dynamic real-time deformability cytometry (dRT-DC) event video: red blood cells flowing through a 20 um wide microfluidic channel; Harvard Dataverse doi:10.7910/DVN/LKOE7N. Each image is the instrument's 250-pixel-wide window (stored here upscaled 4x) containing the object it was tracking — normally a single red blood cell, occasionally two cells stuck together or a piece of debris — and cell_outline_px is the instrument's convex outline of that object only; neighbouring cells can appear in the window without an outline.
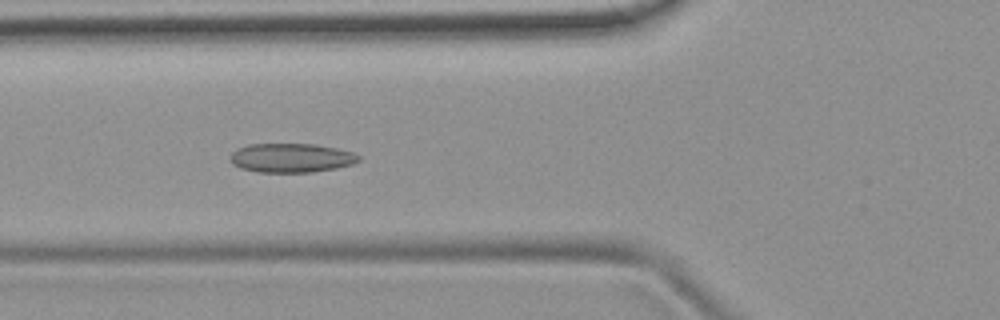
{"species": "common noctule bat (a hibernating species)", "species_latin": "Nyctalus noctula", "temperature_condition": "room temperature", "stored_images_in_passage": 8, "camera_frame_rate_fps": 3000, "um_per_image_px": 0.085, "animal": {"sex": "female", "body_mass_g": 19.9}, "frame": {"image": 1, "passage_image": 6, "time_ms": 5.667, "image_size_px": [1000, 320], "cell_outline_px": [[360, 160], [352, 164], [336, 168], [312, 172], [256, 172], [240, 168], [232, 164], [228, 160], [232, 152], [236, 148], [248, 144], [316, 144], [336, 148], [352, 152], [360, 156]], "centroid_in_image_um": [24.71, 13.42], "position_along_channel_um": 101.1, "area_um2": 21.96}}
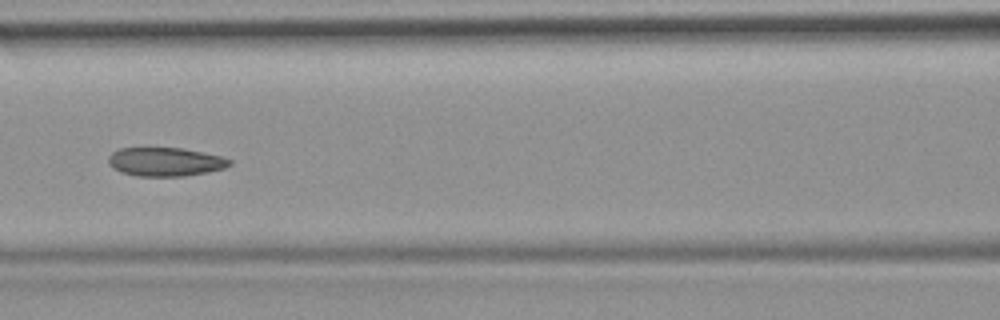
{"frame": {"image": 2, "passage_image": 7, "time_ms": 7.0, "image_size_px": [1000, 320], "cell_outline_px": [[232, 164], [224, 168], [208, 172], [184, 176], [136, 176], [120, 172], [112, 168], [108, 164], [108, 156], [112, 152], [120, 148], [184, 148], [224, 156], [232, 160]], "centroid_in_image_um": [14.06, 13.75], "position_along_channel_um": 152.5, "area_um2": 20.58}}
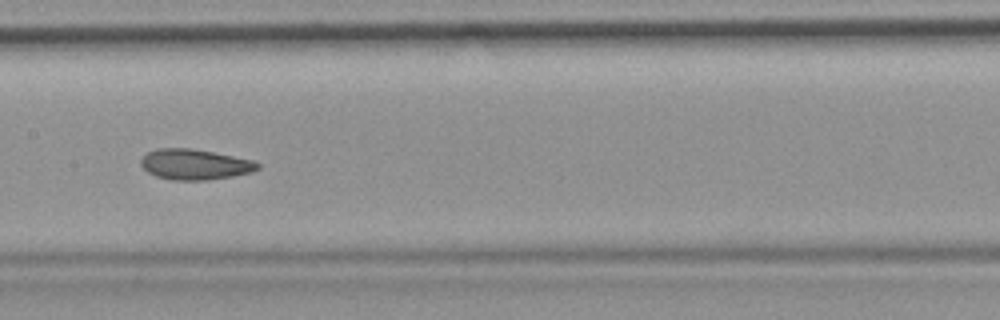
{"frame": {"image": 3, "passage_image": 8, "time_ms": 8.0, "image_size_px": [1000, 320], "cell_outline_px": [[260, 168], [252, 172], [232, 176], [208, 180], [172, 180], [156, 176], [148, 172], [140, 164], [140, 160], [148, 152], [156, 148], [192, 148], [256, 160], [260, 164]], "centroid_in_image_um": [16.59, 13.97], "position_along_channel_um": 190.8, "area_um2": 20.92}}